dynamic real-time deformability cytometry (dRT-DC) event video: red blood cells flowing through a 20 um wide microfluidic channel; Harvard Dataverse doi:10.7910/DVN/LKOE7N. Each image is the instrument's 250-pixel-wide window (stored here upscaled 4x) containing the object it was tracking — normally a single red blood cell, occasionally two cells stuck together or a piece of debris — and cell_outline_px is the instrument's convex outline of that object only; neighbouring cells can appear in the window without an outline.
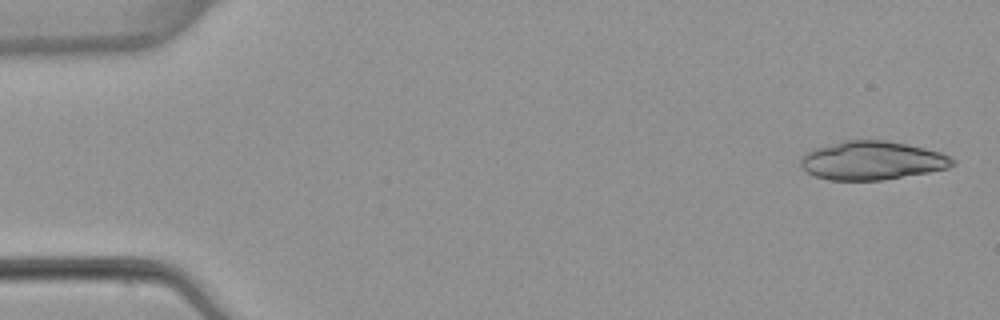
{"species": "common noctule bat (a hibernating species)", "species_latin": "Nyctalus noctula", "temperature_condition": "warm", "stored_images_in_passage": 7, "camera_frame_rate_fps": 3000, "um_per_image_px": 0.085, "animal": {"sex": "female", "body_mass_g": 22.7, "forearm_length_mm": 54.2}, "frame": {"image": 1, "passage_image": 1, "time_ms": 0.0, "image_size_px": [1000, 320], "cell_outline_px": [[956, 164], [948, 168], [928, 172], [884, 180], [828, 180], [816, 176], [808, 172], [800, 164], [800, 160], [808, 152], [816, 148], [844, 140], [888, 140], [908, 144], [940, 152], [956, 160]], "centroid_in_image_um": [74.17, 13.64], "position_along_channel_um": 10.8, "area_um2": 34.04}}